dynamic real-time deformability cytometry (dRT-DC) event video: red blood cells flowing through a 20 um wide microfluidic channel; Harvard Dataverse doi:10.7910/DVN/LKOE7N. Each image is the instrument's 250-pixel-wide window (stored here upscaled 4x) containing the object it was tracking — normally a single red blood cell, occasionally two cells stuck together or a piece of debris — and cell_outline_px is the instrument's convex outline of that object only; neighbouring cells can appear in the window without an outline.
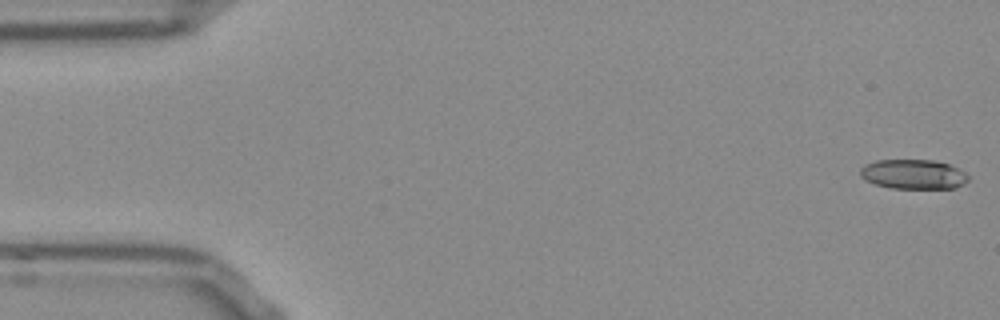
{"species": "Egyptian fruit bat (a non-hibernating species)", "species_latin": "Rousettus aegyptiacus", "temperature_condition": "room temperature", "stored_images_in_passage": 52, "camera_frame_rate_fps": 3000, "um_per_image_px": 0.085, "frame": {"image": 1, "passage_image": 1, "time_ms": 0.0, "image_size_px": [1000, 320], "cell_outline_px": [[968, 180], [964, 184], [956, 188], [892, 188], [876, 184], [864, 180], [860, 176], [860, 168], [864, 164], [876, 160], [932, 160], [948, 164], [964, 172], [968, 176]], "centroid_in_image_um": [77.6, 14.81], "position_along_channel_um": 7.4, "area_um2": 18.61}}
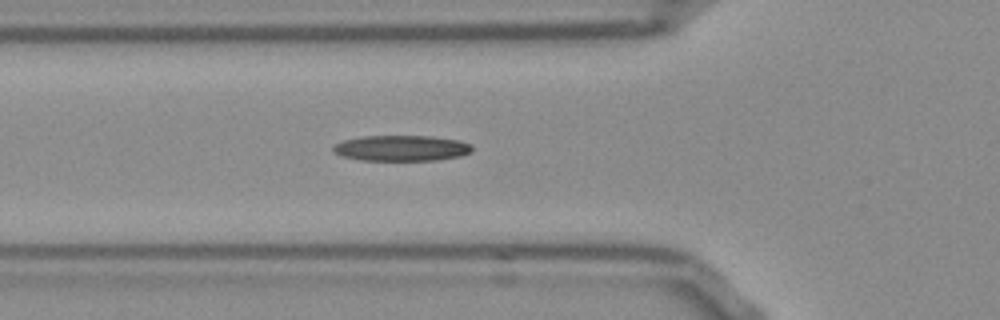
{"frame": {"image": 2, "passage_image": 18, "time_ms": 5.667, "image_size_px": [1000, 320], "cell_outline_px": [[472, 152], [460, 156], [436, 160], [360, 160], [340, 156], [332, 152], [332, 148], [336, 144], [344, 140], [360, 136], [432, 136], [460, 140], [472, 144]], "centroid_in_image_um": [34.12, 12.59], "position_along_channel_um": 91.7, "area_um2": 20.98}}
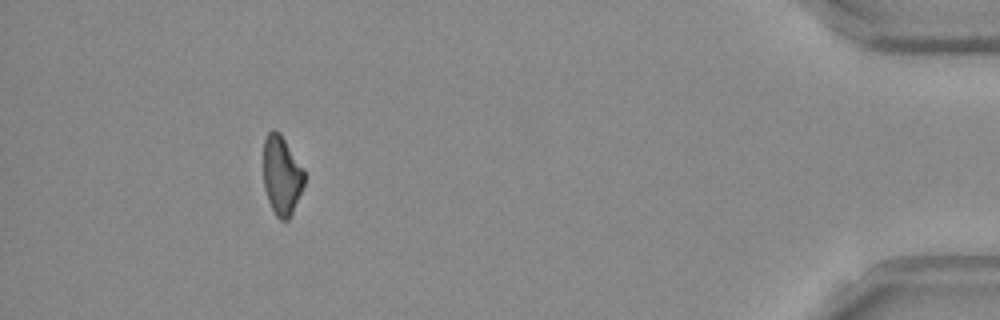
{"frame": {"image": 3, "passage_image": 48, "time_ms": 15.667, "image_size_px": [1000, 320], "cell_outline_px": [[304, 184], [292, 212], [288, 220], [280, 220], [276, 216], [268, 200], [264, 188], [264, 140], [268, 132], [272, 128], [276, 128], [280, 132], [304, 168]], "centroid_in_image_um": [23.94, 14.86], "position_along_channel_um": 411.3, "area_um2": 18.9}}